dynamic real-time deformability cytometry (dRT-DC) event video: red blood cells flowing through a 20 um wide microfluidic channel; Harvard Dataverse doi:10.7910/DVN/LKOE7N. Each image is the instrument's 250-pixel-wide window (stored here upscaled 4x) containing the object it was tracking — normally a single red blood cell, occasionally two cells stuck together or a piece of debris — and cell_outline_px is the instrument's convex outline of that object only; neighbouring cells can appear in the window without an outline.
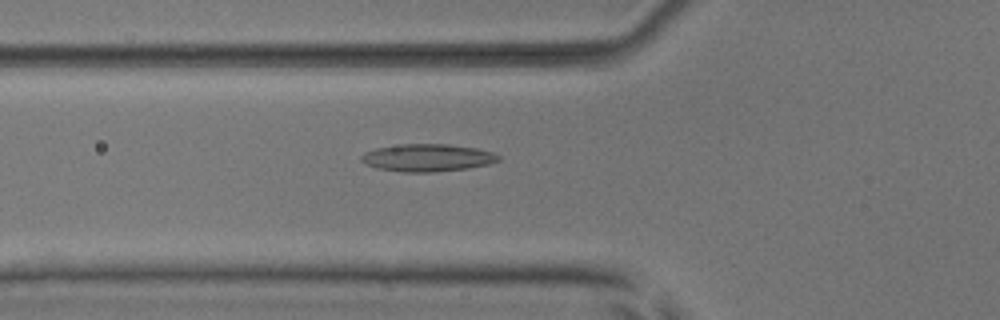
{"species": "common noctule bat (a hibernating species)", "species_latin": "Nyctalus noctula", "temperature_condition": "room temperature", "stored_images_in_passage": 44, "camera_frame_rate_fps": 3000, "um_per_image_px": 0.085, "animal": {"sex": "male", "body_mass_g": 17.9, "forearm_length_mm": 54.2}, "frame": {"image": 1, "passage_image": 10, "time_ms": 3.0, "image_size_px": [1000, 320], "cell_outline_px": [[500, 160], [488, 164], [468, 168], [432, 172], [404, 172], [376, 168], [364, 164], [360, 160], [360, 156], [364, 152], [376, 148], [404, 144], [448, 144], [476, 148], [492, 152], [500, 156]], "centroid_in_image_um": [36.3, 13.41], "position_along_channel_um": 89.5, "area_um2": 21.96}}
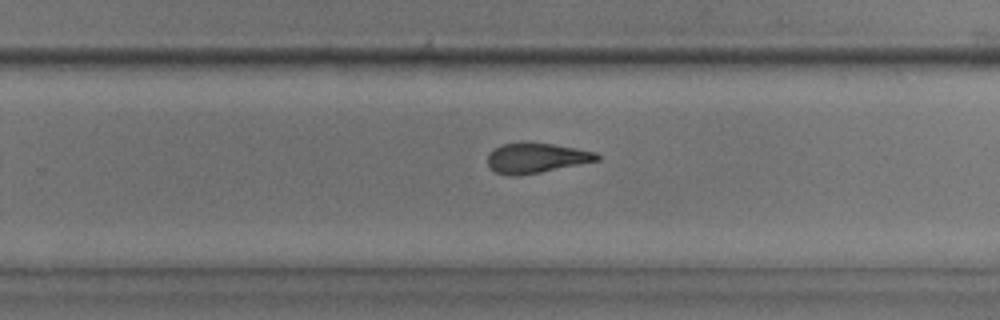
{"frame": {"image": 2, "passage_image": 25, "time_ms": 8.0, "image_size_px": [1000, 320], "cell_outline_px": [[600, 160], [540, 172], [516, 176], [508, 176], [496, 172], [488, 164], [488, 152], [500, 144], [524, 140], [552, 144], [576, 148], [596, 152], [600, 156]], "centroid_in_image_um": [45.54, 13.39], "position_along_channel_um": 284.3, "area_um2": 19.48}}
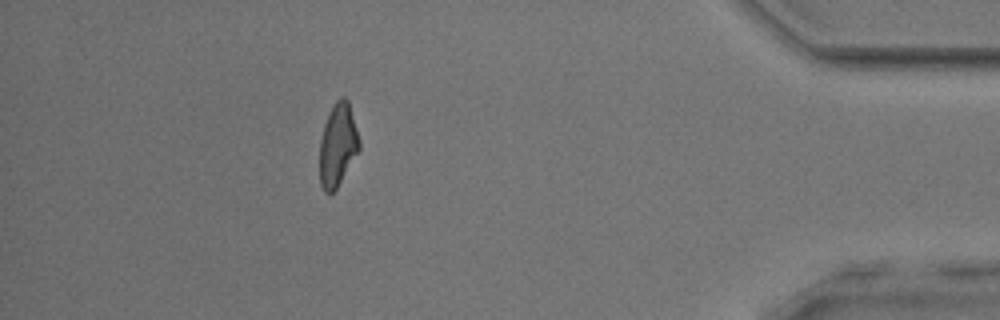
{"frame": {"image": 3, "passage_image": 38, "time_ms": 12.333, "image_size_px": [1000, 320], "cell_outline_px": [[360, 148], [336, 188], [332, 192], [324, 192], [320, 184], [320, 140], [324, 124], [328, 112], [332, 104], [340, 96], [344, 96], [348, 100], [360, 140]], "centroid_in_image_um": [28.7, 12.26], "position_along_channel_um": 406.5, "area_um2": 19.02}, "authors_computed_cell_mechanics": {"area_um2": 19.652, "velocity_mm_per_s": 3.9099, "shape_relaxation_time_tau1_ms": null, "shape_relaxation_time_tau2_ms": 2.3789, "deformation_change_tau1": null, "deformation_change_tau2": 0.1159}}